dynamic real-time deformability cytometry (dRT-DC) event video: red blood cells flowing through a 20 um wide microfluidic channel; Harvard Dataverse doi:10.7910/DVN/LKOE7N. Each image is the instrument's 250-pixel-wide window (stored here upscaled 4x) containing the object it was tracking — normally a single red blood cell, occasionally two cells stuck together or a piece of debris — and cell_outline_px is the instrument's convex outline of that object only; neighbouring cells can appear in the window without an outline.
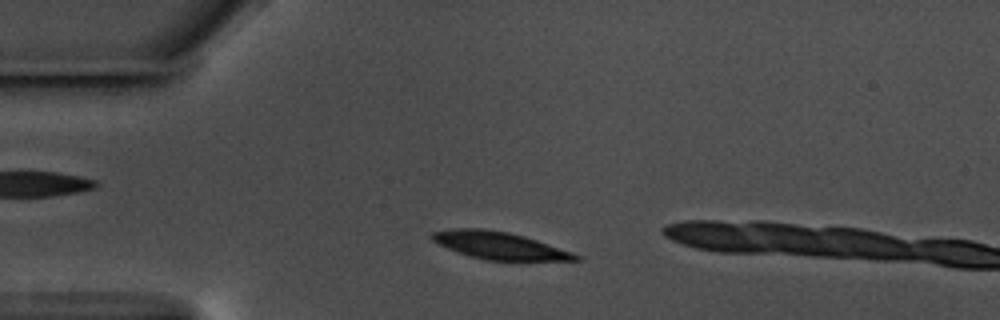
{"species": "common noctule bat (a hibernating species)", "species_latin": "Nyctalus noctula", "temperature_condition": "warm", "stored_images_in_passage": 5, "camera_frame_rate_fps": 3000, "um_per_image_px": 0.085, "animal": {"sex": "male", "body_mass_g": 17.5, "forearm_length_mm": 52.3}, "frame": {"image": 1, "passage_image": 2, "time_ms": 0.333, "image_size_px": [1000, 320], "cell_outline_px": [[580, 260], [484, 260], [468, 256], [456, 252], [432, 240], [428, 236], [432, 232], [456, 228], [484, 228], [508, 232], [524, 236], [572, 252], [580, 256]], "centroid_in_image_um": [42.39, 20.86], "position_along_channel_um": 42.6, "area_um2": 22.72}}